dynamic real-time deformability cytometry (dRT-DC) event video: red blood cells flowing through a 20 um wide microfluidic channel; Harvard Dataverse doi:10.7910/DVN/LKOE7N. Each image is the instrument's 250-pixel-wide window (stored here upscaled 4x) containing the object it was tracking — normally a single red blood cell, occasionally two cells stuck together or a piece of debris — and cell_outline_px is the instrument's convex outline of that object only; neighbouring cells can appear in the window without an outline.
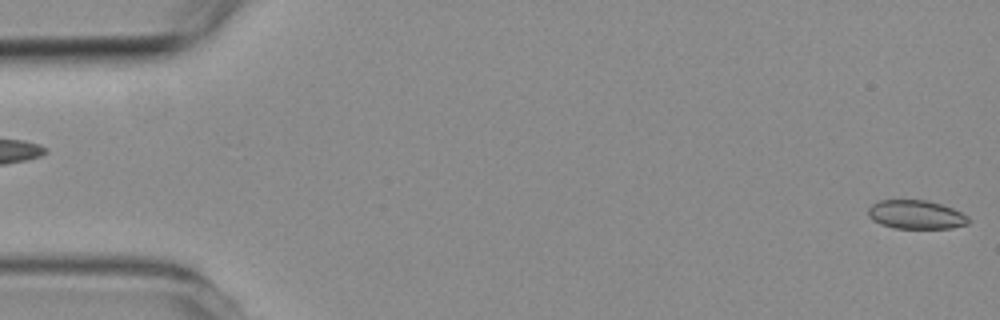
{"species": "common noctule bat (a hibernating species)", "species_latin": "Nyctalus noctula", "temperature_condition": "room temperature", "stored_images_in_passage": 7, "segment_of_instrument_passage": [2, 2], "camera_frame_rate_fps": 3000, "um_per_image_px": 0.085, "animal": {"sex": "female", "body_mass_g": 19.3, "forearm_length_mm": 54.1}, "frame": {"image": 1, "passage_image": 7, "time_ms": 9.333, "image_size_px": [1000, 320], "cell_outline_px": [[972, 220], [968, 224], [952, 228], [896, 228], [880, 224], [872, 220], [868, 216], [868, 208], [872, 204], [880, 200], [928, 200], [952, 208], [968, 216]], "centroid_in_image_um": [77.87, 18.24], "position_along_channel_um": 7.1, "area_um2": 16.88}}